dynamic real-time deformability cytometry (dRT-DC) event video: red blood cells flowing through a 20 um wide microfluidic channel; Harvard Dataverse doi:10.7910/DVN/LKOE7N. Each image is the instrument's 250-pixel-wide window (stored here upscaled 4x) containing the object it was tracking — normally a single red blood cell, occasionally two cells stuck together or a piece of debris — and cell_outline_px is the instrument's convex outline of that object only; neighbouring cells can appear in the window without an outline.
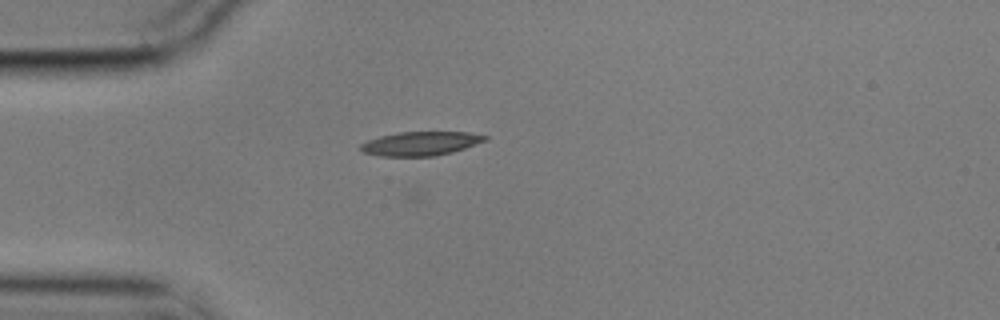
{"species": "common noctule bat (a hibernating species)", "species_latin": "Nyctalus noctula", "temperature_condition": "cold", "stored_images_in_passage": 36, "camera_frame_rate_fps": 3000, "um_per_image_px": 0.085, "animal": {"sex": "male", "body_mass_g": 17.9}, "frame": {"image": 1, "passage_image": 6, "time_ms": 1.667, "image_size_px": [1000, 320], "cell_outline_px": [[488, 140], [452, 152], [432, 156], [380, 156], [364, 152], [360, 148], [360, 144], [368, 140], [380, 136], [396, 132], [468, 132], [488, 136]], "centroid_in_image_um": [35.75, 12.19], "position_along_channel_um": 49.2, "area_um2": 17.28}}
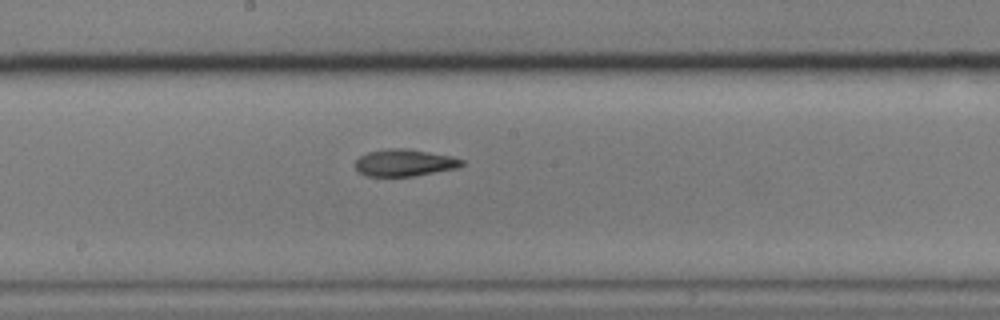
{"frame": {"image": 2, "passage_image": 21, "time_ms": 6.667, "image_size_px": [1000, 320], "cell_outline_px": [[464, 164], [456, 168], [412, 176], [364, 176], [356, 168], [356, 160], [360, 156], [368, 152], [388, 148], [408, 148], [452, 156], [464, 160]], "centroid_in_image_um": [34.38, 13.82], "position_along_channel_um": 213.8, "area_um2": 16.7}}
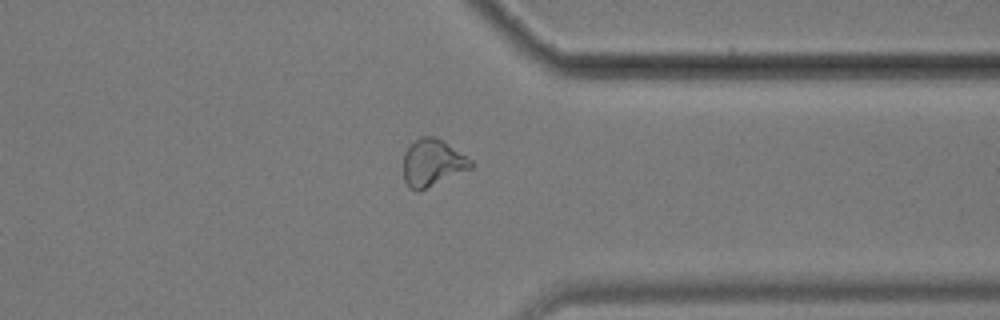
{"frame": {"image": 3, "passage_image": 35, "time_ms": 11.333, "image_size_px": [1000, 320], "cell_outline_px": [[476, 164], [472, 168], [420, 192], [416, 192], [404, 180], [404, 152], [420, 136], [436, 136], [444, 140], [472, 160]], "centroid_in_image_um": [36.8, 13.84], "position_along_channel_um": 374.6, "area_um2": 18.73}}